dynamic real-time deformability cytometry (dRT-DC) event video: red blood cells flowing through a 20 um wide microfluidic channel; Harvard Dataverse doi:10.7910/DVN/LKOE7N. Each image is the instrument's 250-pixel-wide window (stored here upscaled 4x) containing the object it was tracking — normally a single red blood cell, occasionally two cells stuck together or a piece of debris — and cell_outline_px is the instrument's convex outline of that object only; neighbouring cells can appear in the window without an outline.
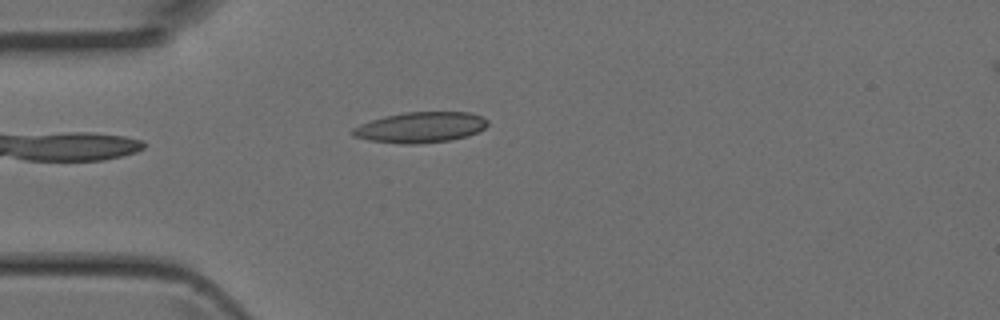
{"species": "Egyptian fruit bat (a non-hibernating species)", "species_latin": "Rousettus aegyptiacus", "temperature_condition": "room temperature", "stored_images_in_passage": 1, "camera_frame_rate_fps": 3000, "um_per_image_px": 0.085, "animal": {"sex": "female"}, "frame": {"image": 1, "passage_image": 1, "time_ms": 0.0, "image_size_px": [1000, 320], "cell_outline_px": [[488, 124], [484, 128], [468, 136], [448, 140], [412, 144], [400, 144], [368, 140], [352, 136], [352, 128], [360, 124], [372, 120], [404, 112], [468, 112], [480, 116], [488, 120]], "centroid_in_image_um": [35.73, 10.82], "position_along_channel_um": 49.3, "area_um2": 23.87}}